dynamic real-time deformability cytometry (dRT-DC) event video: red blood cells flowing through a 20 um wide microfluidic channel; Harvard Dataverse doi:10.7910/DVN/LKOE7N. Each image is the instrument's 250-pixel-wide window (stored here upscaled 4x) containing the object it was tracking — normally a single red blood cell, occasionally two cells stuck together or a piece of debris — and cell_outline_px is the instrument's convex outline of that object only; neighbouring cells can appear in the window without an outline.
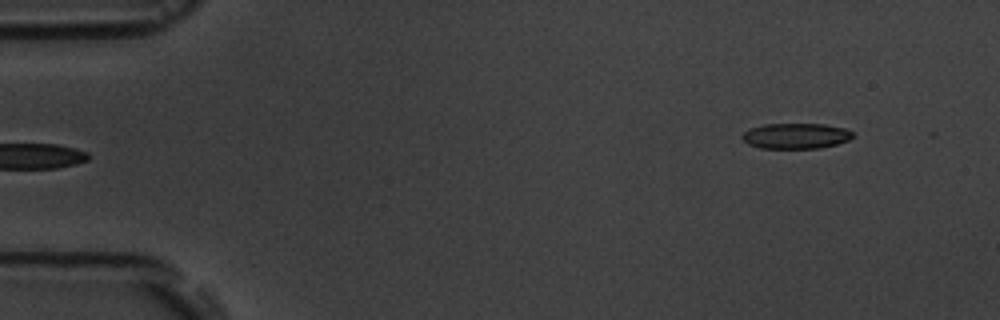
{"species": "common noctule bat (a hibernating species)", "species_latin": "Nyctalus noctula", "temperature_condition": "room temperature", "stored_images_in_passage": 4, "segment_of_instrument_passage": [2, 2], "camera_frame_rate_fps": 3000, "um_per_image_px": 0.085, "animal": {"sex": "male", "body_mass_g": 19.5, "forearm_length_mm": 54.6}, "frame": {"image": 1, "passage_image": 4, "time_ms": 3.667, "image_size_px": [1000, 320], "cell_outline_px": [[852, 136], [848, 140], [836, 144], [820, 148], [760, 148], [748, 144], [740, 136], [748, 128], [764, 124], [824, 124], [844, 128], [852, 132]], "centroid_in_image_um": [67.6, 11.55], "position_along_channel_um": 17.4, "area_um2": 16.42}}